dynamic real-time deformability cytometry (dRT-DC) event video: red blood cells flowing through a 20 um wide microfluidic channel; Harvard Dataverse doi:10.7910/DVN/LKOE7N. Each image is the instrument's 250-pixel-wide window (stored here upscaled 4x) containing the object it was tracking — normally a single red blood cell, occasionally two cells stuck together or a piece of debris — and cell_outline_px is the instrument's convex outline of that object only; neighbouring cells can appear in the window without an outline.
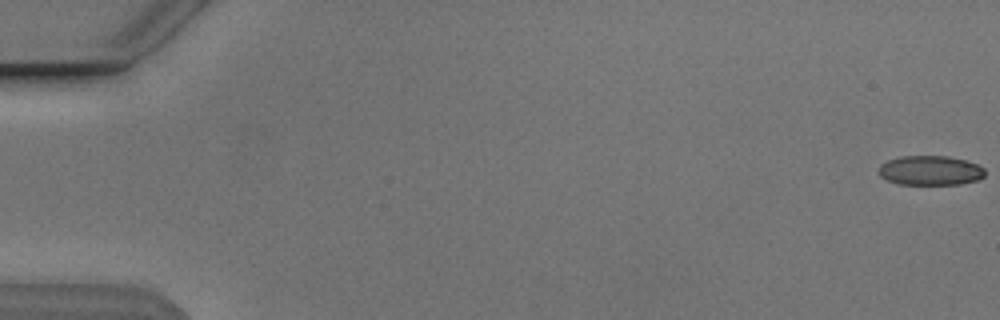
{"species": "Egyptian fruit bat (a non-hibernating species)", "species_latin": "Rousettus aegyptiacus", "temperature_condition": "cold", "stored_images_in_passage": 15, "camera_frame_rate_fps": 3000, "um_per_image_px": 0.085, "animal": {"sex": "male"}, "frame": {"image": 1, "passage_image": 1, "time_ms": 0.0, "image_size_px": [1000, 320], "cell_outline_px": [[984, 176], [976, 180], [960, 184], [900, 184], [888, 180], [880, 176], [880, 164], [888, 160], [900, 156], [948, 156], [964, 160], [976, 164], [984, 168]], "centroid_in_image_um": [79.07, 14.48], "position_along_channel_um": 5.9, "area_um2": 18.09}}
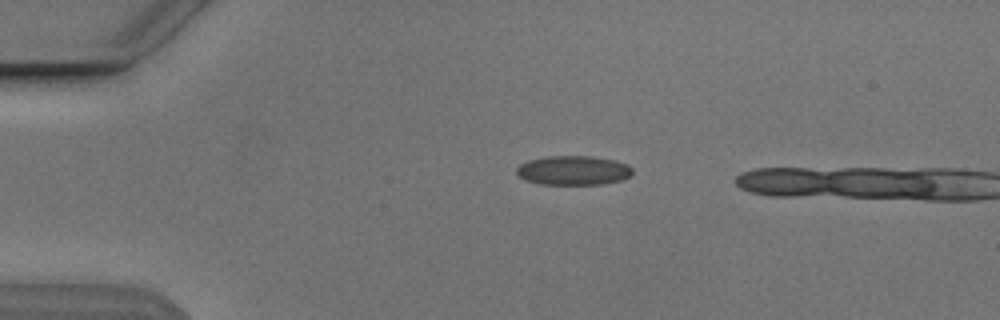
{"frame": {"image": 2, "passage_image": 13, "time_ms": 4.0, "image_size_px": [1000, 320], "cell_outline_px": [[632, 172], [628, 176], [620, 180], [600, 184], [540, 184], [524, 180], [516, 172], [516, 168], [520, 164], [528, 160], [548, 156], [592, 156], [616, 160], [628, 164], [632, 168]], "centroid_in_image_um": [48.71, 14.47], "position_along_channel_um": 36.3, "area_um2": 19.77}}